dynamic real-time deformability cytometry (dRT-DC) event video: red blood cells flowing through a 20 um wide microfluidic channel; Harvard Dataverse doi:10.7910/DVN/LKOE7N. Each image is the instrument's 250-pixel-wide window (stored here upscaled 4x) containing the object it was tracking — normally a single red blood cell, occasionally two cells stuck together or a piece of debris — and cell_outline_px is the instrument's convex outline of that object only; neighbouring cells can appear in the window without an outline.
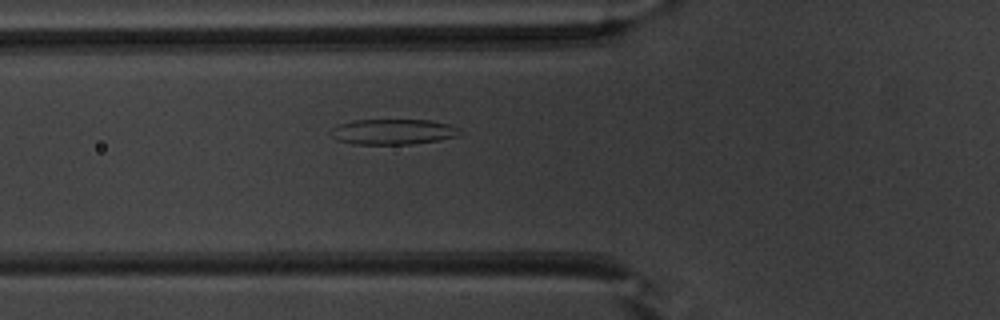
{"species": "common noctule bat (a hibernating species)", "species_latin": "Nyctalus noctula", "temperature_condition": "warm", "stored_images_in_passage": 38, "segment_of_instrument_passage": [1, 2], "camera_frame_rate_fps": 3000, "um_per_image_px": 0.085, "animal": {"sex": "male", "body_mass_g": 20.1, "forearm_length_mm": 53.5}, "frame": {"image": 1, "passage_image": 9, "time_ms": 2.667, "image_size_px": [1000, 320], "cell_outline_px": [[464, 132], [456, 136], [436, 140], [412, 144], [352, 144], [336, 140], [332, 136], [332, 128], [340, 124], [356, 120], [432, 120], [448, 124], [460, 128]], "centroid_in_image_um": [33.43, 11.2], "position_along_channel_um": 92.4, "area_um2": 19.07}}
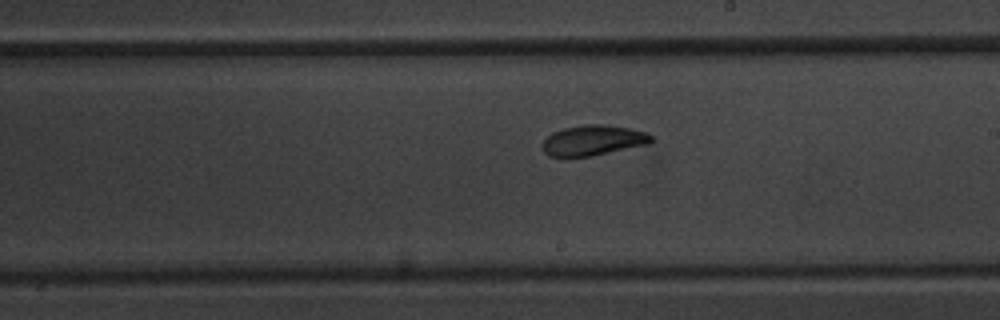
{"frame": {"image": 2, "passage_image": 20, "time_ms": 6.333, "image_size_px": [1000, 320], "cell_outline_px": [[652, 140], [648, 144], [592, 156], [548, 156], [544, 152], [544, 140], [552, 132], [564, 128], [584, 124], [604, 124], [628, 128], [644, 132], [652, 136]], "centroid_in_image_um": [50.41, 11.92], "position_along_channel_um": 238.6, "area_um2": 18.96}}
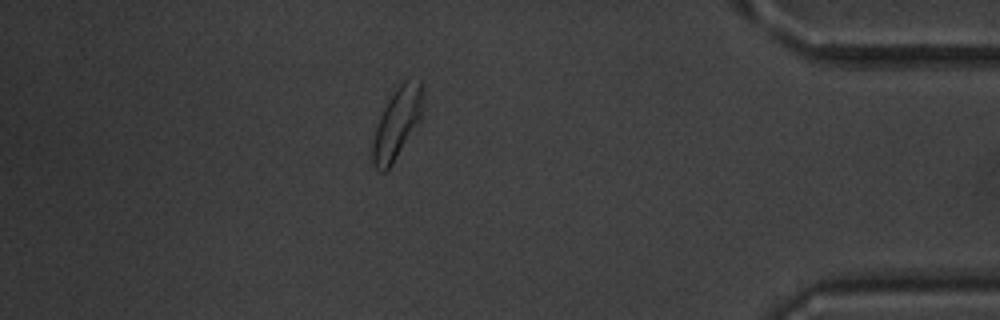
{"frame": {"image": 3, "passage_image": 35, "time_ms": 11.333, "image_size_px": [1000, 320], "cell_outline_px": [[420, 124], [392, 164], [384, 172], [380, 172], [372, 164], [372, 140], [380, 116], [388, 100], [396, 88], [404, 80], [420, 80]], "centroid_in_image_um": [33.7, 10.56], "position_along_channel_um": 401.5, "area_um2": 20.35}}